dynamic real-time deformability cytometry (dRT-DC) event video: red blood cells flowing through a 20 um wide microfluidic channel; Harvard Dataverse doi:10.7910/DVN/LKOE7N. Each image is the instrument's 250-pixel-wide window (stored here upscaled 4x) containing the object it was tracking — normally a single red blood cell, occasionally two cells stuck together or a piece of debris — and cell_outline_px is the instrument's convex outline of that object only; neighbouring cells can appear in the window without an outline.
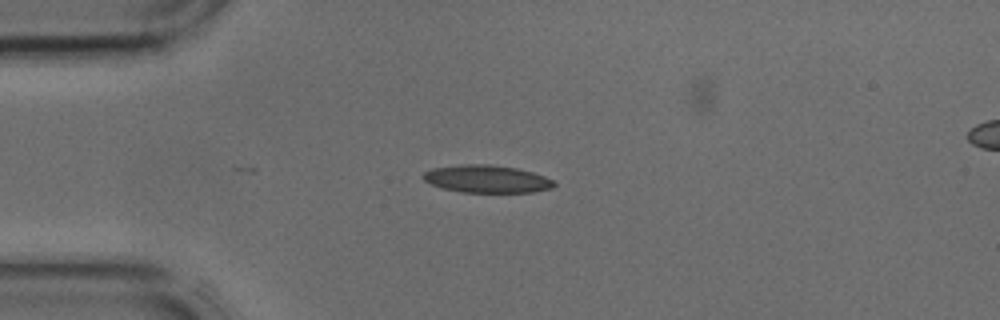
{"species": "common noctule bat (a hibernating species)", "species_latin": "Nyctalus noctula", "temperature_condition": "cold", "stored_images_in_passage": 33, "camera_frame_rate_fps": 3000, "um_per_image_px": 0.085, "animal": {"sex": "male", "body_mass_g": 17.9, "forearm_length_mm": 54.2}, "frame": {"image": 1, "passage_image": 1, "time_ms": 0.0, "image_size_px": [1000, 320], "cell_outline_px": [[556, 184], [552, 188], [536, 192], [460, 192], [444, 188], [432, 184], [424, 180], [420, 176], [424, 172], [432, 168], [460, 164], [488, 164], [516, 168], [532, 172], [544, 176], [552, 180]], "centroid_in_image_um": [41.36, 15.21], "position_along_channel_um": 43.6, "area_um2": 21.04}}
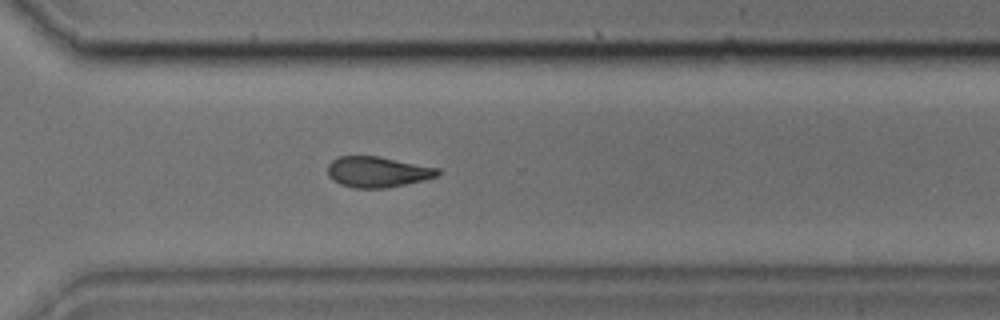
{"frame": {"image": 2, "passage_image": 21, "time_ms": 6.667, "image_size_px": [1000, 320], "cell_outline_px": [[440, 172], [436, 176], [424, 180], [384, 188], [356, 188], [340, 184], [332, 180], [328, 176], [328, 164], [336, 156], [380, 156], [440, 168]], "centroid_in_image_um": [32.07, 14.6], "position_along_channel_um": 338.5, "area_um2": 19.77}}
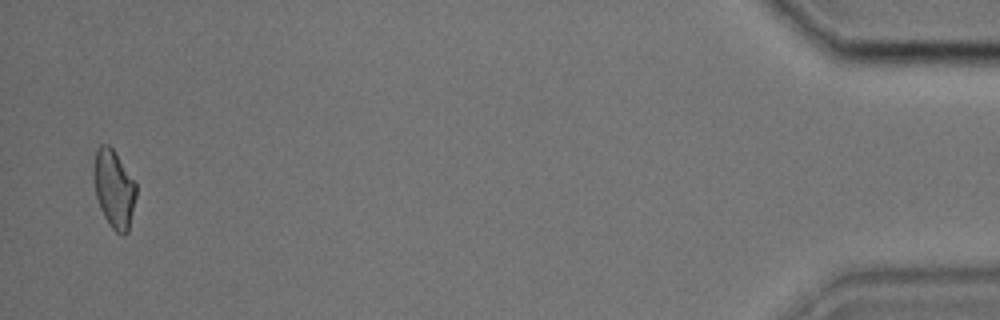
{"frame": {"image": 3, "passage_image": 32, "time_ms": 10.333, "image_size_px": [1000, 320], "cell_outline_px": [[136, 196], [128, 232], [124, 236], [120, 236], [112, 228], [104, 216], [100, 208], [96, 196], [92, 176], [92, 164], [96, 148], [100, 144], [108, 144], [112, 148], [136, 180]], "centroid_in_image_um": [9.67, 16.02], "position_along_channel_um": 425.5, "area_um2": 19.83}}